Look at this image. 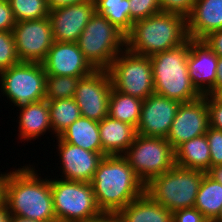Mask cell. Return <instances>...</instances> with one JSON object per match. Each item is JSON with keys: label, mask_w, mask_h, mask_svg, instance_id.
Masks as SVG:
<instances>
[{"label": "cell", "mask_w": 222, "mask_h": 222, "mask_svg": "<svg viewBox=\"0 0 222 222\" xmlns=\"http://www.w3.org/2000/svg\"><path fill=\"white\" fill-rule=\"evenodd\" d=\"M125 222H173V214L143 193L118 212Z\"/></svg>", "instance_id": "cell-22"}, {"label": "cell", "mask_w": 222, "mask_h": 222, "mask_svg": "<svg viewBox=\"0 0 222 222\" xmlns=\"http://www.w3.org/2000/svg\"><path fill=\"white\" fill-rule=\"evenodd\" d=\"M189 39L187 19L179 14L159 12L137 20L126 34V50L151 57L182 45Z\"/></svg>", "instance_id": "cell-3"}, {"label": "cell", "mask_w": 222, "mask_h": 222, "mask_svg": "<svg viewBox=\"0 0 222 222\" xmlns=\"http://www.w3.org/2000/svg\"><path fill=\"white\" fill-rule=\"evenodd\" d=\"M56 139L58 140L59 158L62 161V174H64L61 176L62 179L91 182L98 164L105 155L66 143L59 136Z\"/></svg>", "instance_id": "cell-17"}, {"label": "cell", "mask_w": 222, "mask_h": 222, "mask_svg": "<svg viewBox=\"0 0 222 222\" xmlns=\"http://www.w3.org/2000/svg\"><path fill=\"white\" fill-rule=\"evenodd\" d=\"M129 7L130 20L133 23L161 12L159 0H129Z\"/></svg>", "instance_id": "cell-32"}, {"label": "cell", "mask_w": 222, "mask_h": 222, "mask_svg": "<svg viewBox=\"0 0 222 222\" xmlns=\"http://www.w3.org/2000/svg\"><path fill=\"white\" fill-rule=\"evenodd\" d=\"M76 43L96 70H107L118 54L126 49V35L95 12Z\"/></svg>", "instance_id": "cell-6"}, {"label": "cell", "mask_w": 222, "mask_h": 222, "mask_svg": "<svg viewBox=\"0 0 222 222\" xmlns=\"http://www.w3.org/2000/svg\"><path fill=\"white\" fill-rule=\"evenodd\" d=\"M218 56L203 40L190 38L187 60L189 77L195 89L202 95H211L216 82Z\"/></svg>", "instance_id": "cell-18"}, {"label": "cell", "mask_w": 222, "mask_h": 222, "mask_svg": "<svg viewBox=\"0 0 222 222\" xmlns=\"http://www.w3.org/2000/svg\"><path fill=\"white\" fill-rule=\"evenodd\" d=\"M187 19L188 36L202 40L211 32L222 30V0H195Z\"/></svg>", "instance_id": "cell-19"}, {"label": "cell", "mask_w": 222, "mask_h": 222, "mask_svg": "<svg viewBox=\"0 0 222 222\" xmlns=\"http://www.w3.org/2000/svg\"><path fill=\"white\" fill-rule=\"evenodd\" d=\"M94 13V0L49 10L54 41L76 43Z\"/></svg>", "instance_id": "cell-14"}, {"label": "cell", "mask_w": 222, "mask_h": 222, "mask_svg": "<svg viewBox=\"0 0 222 222\" xmlns=\"http://www.w3.org/2000/svg\"><path fill=\"white\" fill-rule=\"evenodd\" d=\"M99 132L105 156L123 155L136 135V129L132 125L109 115L99 122Z\"/></svg>", "instance_id": "cell-20"}, {"label": "cell", "mask_w": 222, "mask_h": 222, "mask_svg": "<svg viewBox=\"0 0 222 222\" xmlns=\"http://www.w3.org/2000/svg\"><path fill=\"white\" fill-rule=\"evenodd\" d=\"M206 100L210 127L222 131V97L220 95H206Z\"/></svg>", "instance_id": "cell-35"}, {"label": "cell", "mask_w": 222, "mask_h": 222, "mask_svg": "<svg viewBox=\"0 0 222 222\" xmlns=\"http://www.w3.org/2000/svg\"><path fill=\"white\" fill-rule=\"evenodd\" d=\"M16 22L46 18L49 7L46 0H8Z\"/></svg>", "instance_id": "cell-29"}, {"label": "cell", "mask_w": 222, "mask_h": 222, "mask_svg": "<svg viewBox=\"0 0 222 222\" xmlns=\"http://www.w3.org/2000/svg\"><path fill=\"white\" fill-rule=\"evenodd\" d=\"M52 132L58 137L67 127L81 117L74 98L48 100Z\"/></svg>", "instance_id": "cell-27"}, {"label": "cell", "mask_w": 222, "mask_h": 222, "mask_svg": "<svg viewBox=\"0 0 222 222\" xmlns=\"http://www.w3.org/2000/svg\"><path fill=\"white\" fill-rule=\"evenodd\" d=\"M161 12L175 13L187 18L194 7L195 0H159Z\"/></svg>", "instance_id": "cell-34"}, {"label": "cell", "mask_w": 222, "mask_h": 222, "mask_svg": "<svg viewBox=\"0 0 222 222\" xmlns=\"http://www.w3.org/2000/svg\"><path fill=\"white\" fill-rule=\"evenodd\" d=\"M205 172L174 165L170 170L152 178L145 185L147 193L172 213L194 207Z\"/></svg>", "instance_id": "cell-5"}, {"label": "cell", "mask_w": 222, "mask_h": 222, "mask_svg": "<svg viewBox=\"0 0 222 222\" xmlns=\"http://www.w3.org/2000/svg\"><path fill=\"white\" fill-rule=\"evenodd\" d=\"M222 93V57H218L216 82L211 88V95H220Z\"/></svg>", "instance_id": "cell-40"}, {"label": "cell", "mask_w": 222, "mask_h": 222, "mask_svg": "<svg viewBox=\"0 0 222 222\" xmlns=\"http://www.w3.org/2000/svg\"><path fill=\"white\" fill-rule=\"evenodd\" d=\"M16 20L8 0H0V31H12Z\"/></svg>", "instance_id": "cell-37"}, {"label": "cell", "mask_w": 222, "mask_h": 222, "mask_svg": "<svg viewBox=\"0 0 222 222\" xmlns=\"http://www.w3.org/2000/svg\"><path fill=\"white\" fill-rule=\"evenodd\" d=\"M91 184L101 212H119L145 192V184L122 155L104 156Z\"/></svg>", "instance_id": "cell-2"}, {"label": "cell", "mask_w": 222, "mask_h": 222, "mask_svg": "<svg viewBox=\"0 0 222 222\" xmlns=\"http://www.w3.org/2000/svg\"><path fill=\"white\" fill-rule=\"evenodd\" d=\"M20 62L12 31H0V72Z\"/></svg>", "instance_id": "cell-31"}, {"label": "cell", "mask_w": 222, "mask_h": 222, "mask_svg": "<svg viewBox=\"0 0 222 222\" xmlns=\"http://www.w3.org/2000/svg\"><path fill=\"white\" fill-rule=\"evenodd\" d=\"M122 156L145 185L175 165L174 149L163 137L136 134Z\"/></svg>", "instance_id": "cell-8"}, {"label": "cell", "mask_w": 222, "mask_h": 222, "mask_svg": "<svg viewBox=\"0 0 222 222\" xmlns=\"http://www.w3.org/2000/svg\"><path fill=\"white\" fill-rule=\"evenodd\" d=\"M213 222H222V208H221V211H220L218 217Z\"/></svg>", "instance_id": "cell-46"}, {"label": "cell", "mask_w": 222, "mask_h": 222, "mask_svg": "<svg viewBox=\"0 0 222 222\" xmlns=\"http://www.w3.org/2000/svg\"><path fill=\"white\" fill-rule=\"evenodd\" d=\"M46 1H47L49 10H51L54 8L77 4V3L83 2L85 0H46Z\"/></svg>", "instance_id": "cell-41"}, {"label": "cell", "mask_w": 222, "mask_h": 222, "mask_svg": "<svg viewBox=\"0 0 222 222\" xmlns=\"http://www.w3.org/2000/svg\"><path fill=\"white\" fill-rule=\"evenodd\" d=\"M10 222H42V221H38V220H34V219H26V218L19 217L16 215H11Z\"/></svg>", "instance_id": "cell-45"}, {"label": "cell", "mask_w": 222, "mask_h": 222, "mask_svg": "<svg viewBox=\"0 0 222 222\" xmlns=\"http://www.w3.org/2000/svg\"><path fill=\"white\" fill-rule=\"evenodd\" d=\"M172 214L173 222H209L195 207L177 210Z\"/></svg>", "instance_id": "cell-36"}, {"label": "cell", "mask_w": 222, "mask_h": 222, "mask_svg": "<svg viewBox=\"0 0 222 222\" xmlns=\"http://www.w3.org/2000/svg\"><path fill=\"white\" fill-rule=\"evenodd\" d=\"M9 173L0 174V205L5 203V188Z\"/></svg>", "instance_id": "cell-42"}, {"label": "cell", "mask_w": 222, "mask_h": 222, "mask_svg": "<svg viewBox=\"0 0 222 222\" xmlns=\"http://www.w3.org/2000/svg\"><path fill=\"white\" fill-rule=\"evenodd\" d=\"M210 127L206 95L180 103L166 140L175 150L180 144L205 134Z\"/></svg>", "instance_id": "cell-13"}, {"label": "cell", "mask_w": 222, "mask_h": 222, "mask_svg": "<svg viewBox=\"0 0 222 222\" xmlns=\"http://www.w3.org/2000/svg\"><path fill=\"white\" fill-rule=\"evenodd\" d=\"M59 137L66 143L90 152L102 153L99 122L81 116L67 127Z\"/></svg>", "instance_id": "cell-24"}, {"label": "cell", "mask_w": 222, "mask_h": 222, "mask_svg": "<svg viewBox=\"0 0 222 222\" xmlns=\"http://www.w3.org/2000/svg\"><path fill=\"white\" fill-rule=\"evenodd\" d=\"M111 89L108 70H95L81 78L73 97L80 108L81 116L97 122L108 116Z\"/></svg>", "instance_id": "cell-12"}, {"label": "cell", "mask_w": 222, "mask_h": 222, "mask_svg": "<svg viewBox=\"0 0 222 222\" xmlns=\"http://www.w3.org/2000/svg\"><path fill=\"white\" fill-rule=\"evenodd\" d=\"M179 105L176 100L155 93L149 95L143 100L136 134L166 138Z\"/></svg>", "instance_id": "cell-15"}, {"label": "cell", "mask_w": 222, "mask_h": 222, "mask_svg": "<svg viewBox=\"0 0 222 222\" xmlns=\"http://www.w3.org/2000/svg\"><path fill=\"white\" fill-rule=\"evenodd\" d=\"M80 79L73 76L47 75L45 100L73 98Z\"/></svg>", "instance_id": "cell-30"}, {"label": "cell", "mask_w": 222, "mask_h": 222, "mask_svg": "<svg viewBox=\"0 0 222 222\" xmlns=\"http://www.w3.org/2000/svg\"><path fill=\"white\" fill-rule=\"evenodd\" d=\"M46 78L42 63L19 62L0 72V90L20 109L45 100Z\"/></svg>", "instance_id": "cell-10"}, {"label": "cell", "mask_w": 222, "mask_h": 222, "mask_svg": "<svg viewBox=\"0 0 222 222\" xmlns=\"http://www.w3.org/2000/svg\"><path fill=\"white\" fill-rule=\"evenodd\" d=\"M19 110L18 135L21 140H36L46 131L52 132L48 100L32 102Z\"/></svg>", "instance_id": "cell-21"}, {"label": "cell", "mask_w": 222, "mask_h": 222, "mask_svg": "<svg viewBox=\"0 0 222 222\" xmlns=\"http://www.w3.org/2000/svg\"><path fill=\"white\" fill-rule=\"evenodd\" d=\"M205 135L210 148L211 168L222 165V131L209 127Z\"/></svg>", "instance_id": "cell-33"}, {"label": "cell", "mask_w": 222, "mask_h": 222, "mask_svg": "<svg viewBox=\"0 0 222 222\" xmlns=\"http://www.w3.org/2000/svg\"><path fill=\"white\" fill-rule=\"evenodd\" d=\"M90 222H125L118 212H102Z\"/></svg>", "instance_id": "cell-39"}, {"label": "cell", "mask_w": 222, "mask_h": 222, "mask_svg": "<svg viewBox=\"0 0 222 222\" xmlns=\"http://www.w3.org/2000/svg\"><path fill=\"white\" fill-rule=\"evenodd\" d=\"M202 40L218 57H222V30L211 32Z\"/></svg>", "instance_id": "cell-38"}, {"label": "cell", "mask_w": 222, "mask_h": 222, "mask_svg": "<svg viewBox=\"0 0 222 222\" xmlns=\"http://www.w3.org/2000/svg\"><path fill=\"white\" fill-rule=\"evenodd\" d=\"M11 214L8 211L6 204L0 205V222H10Z\"/></svg>", "instance_id": "cell-44"}, {"label": "cell", "mask_w": 222, "mask_h": 222, "mask_svg": "<svg viewBox=\"0 0 222 222\" xmlns=\"http://www.w3.org/2000/svg\"><path fill=\"white\" fill-rule=\"evenodd\" d=\"M143 100L116 91L113 87L109 97L108 115L128 123L135 129L139 124Z\"/></svg>", "instance_id": "cell-26"}, {"label": "cell", "mask_w": 222, "mask_h": 222, "mask_svg": "<svg viewBox=\"0 0 222 222\" xmlns=\"http://www.w3.org/2000/svg\"><path fill=\"white\" fill-rule=\"evenodd\" d=\"M95 12L107 18L125 35L131 30L129 0H94Z\"/></svg>", "instance_id": "cell-28"}, {"label": "cell", "mask_w": 222, "mask_h": 222, "mask_svg": "<svg viewBox=\"0 0 222 222\" xmlns=\"http://www.w3.org/2000/svg\"><path fill=\"white\" fill-rule=\"evenodd\" d=\"M194 207L199 210L209 222H213L221 211L222 184L215 181L207 173L203 176Z\"/></svg>", "instance_id": "cell-25"}, {"label": "cell", "mask_w": 222, "mask_h": 222, "mask_svg": "<svg viewBox=\"0 0 222 222\" xmlns=\"http://www.w3.org/2000/svg\"><path fill=\"white\" fill-rule=\"evenodd\" d=\"M107 70L112 87L116 91L141 100L154 94L150 57L136 55L125 49L118 54Z\"/></svg>", "instance_id": "cell-9"}, {"label": "cell", "mask_w": 222, "mask_h": 222, "mask_svg": "<svg viewBox=\"0 0 222 222\" xmlns=\"http://www.w3.org/2000/svg\"><path fill=\"white\" fill-rule=\"evenodd\" d=\"M174 152L176 166L205 173L211 168L210 148L205 134L183 142Z\"/></svg>", "instance_id": "cell-23"}, {"label": "cell", "mask_w": 222, "mask_h": 222, "mask_svg": "<svg viewBox=\"0 0 222 222\" xmlns=\"http://www.w3.org/2000/svg\"><path fill=\"white\" fill-rule=\"evenodd\" d=\"M189 50L190 38L182 45L150 57L155 94L180 103L191 102L202 96L189 77Z\"/></svg>", "instance_id": "cell-4"}, {"label": "cell", "mask_w": 222, "mask_h": 222, "mask_svg": "<svg viewBox=\"0 0 222 222\" xmlns=\"http://www.w3.org/2000/svg\"><path fill=\"white\" fill-rule=\"evenodd\" d=\"M12 32L20 62L42 63L54 43L49 17L18 21Z\"/></svg>", "instance_id": "cell-11"}, {"label": "cell", "mask_w": 222, "mask_h": 222, "mask_svg": "<svg viewBox=\"0 0 222 222\" xmlns=\"http://www.w3.org/2000/svg\"><path fill=\"white\" fill-rule=\"evenodd\" d=\"M42 65L46 75L54 76L84 78L96 70L73 42L54 41Z\"/></svg>", "instance_id": "cell-16"}, {"label": "cell", "mask_w": 222, "mask_h": 222, "mask_svg": "<svg viewBox=\"0 0 222 222\" xmlns=\"http://www.w3.org/2000/svg\"><path fill=\"white\" fill-rule=\"evenodd\" d=\"M207 174L215 181L222 184V165H218L209 169Z\"/></svg>", "instance_id": "cell-43"}, {"label": "cell", "mask_w": 222, "mask_h": 222, "mask_svg": "<svg viewBox=\"0 0 222 222\" xmlns=\"http://www.w3.org/2000/svg\"><path fill=\"white\" fill-rule=\"evenodd\" d=\"M51 193L57 222H90L102 213L91 182L53 179Z\"/></svg>", "instance_id": "cell-7"}, {"label": "cell", "mask_w": 222, "mask_h": 222, "mask_svg": "<svg viewBox=\"0 0 222 222\" xmlns=\"http://www.w3.org/2000/svg\"><path fill=\"white\" fill-rule=\"evenodd\" d=\"M29 164L10 171L5 204L11 215L42 222H57L51 193V179H41Z\"/></svg>", "instance_id": "cell-1"}]
</instances>
